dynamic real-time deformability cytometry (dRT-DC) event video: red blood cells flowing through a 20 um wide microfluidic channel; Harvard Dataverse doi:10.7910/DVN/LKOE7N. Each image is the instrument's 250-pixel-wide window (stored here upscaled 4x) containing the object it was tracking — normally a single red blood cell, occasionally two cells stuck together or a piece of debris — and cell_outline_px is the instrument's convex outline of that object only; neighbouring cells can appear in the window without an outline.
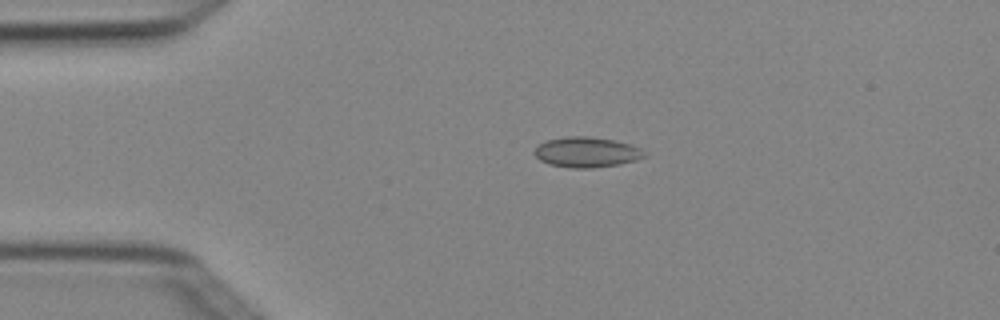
{"species": "Egyptian fruit bat (a non-hibernating species)", "species_latin": "Rousettus aegyptiacus", "temperature_condition": "cold", "stored_images_in_passage": 4, "camera_frame_rate_fps": 3000, "um_per_image_px": 0.085, "animal": {"sex": "female"}, "frame": {"image": 1, "passage_image": 3, "time_ms": 0.667, "image_size_px": [1000, 320], "cell_outline_px": [[648, 156], [636, 160], [620, 164], [592, 168], [572, 168], [548, 164], [540, 160], [532, 152], [536, 144], [548, 140], [568, 136], [588, 136], [616, 140], [632, 144], [640, 148]], "centroid_in_image_um": [49.86, 12.93], "position_along_channel_um": 35.1, "area_um2": 19.71}}